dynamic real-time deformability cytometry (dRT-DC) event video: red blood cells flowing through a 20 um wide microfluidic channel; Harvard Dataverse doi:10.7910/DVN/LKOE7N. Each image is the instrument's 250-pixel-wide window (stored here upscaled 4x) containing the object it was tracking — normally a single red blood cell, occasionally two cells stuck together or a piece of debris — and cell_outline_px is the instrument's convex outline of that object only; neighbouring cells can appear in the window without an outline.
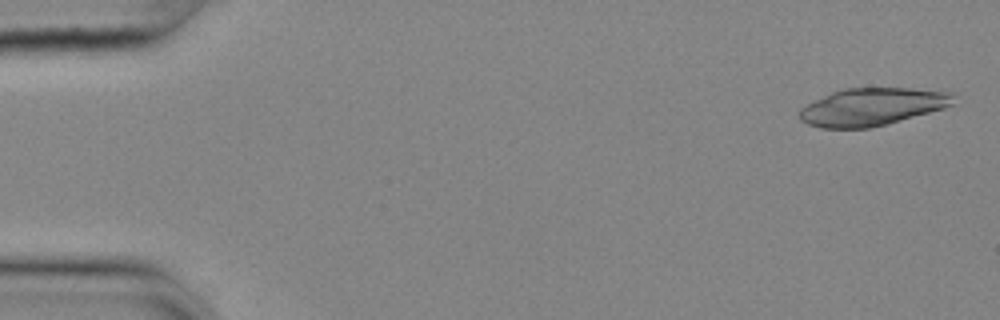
{"species": "common noctule bat (a hibernating species)", "species_latin": "Nyctalus noctula", "temperature_condition": "cold", "stored_images_in_passage": 9, "camera_frame_rate_fps": 3000, "um_per_image_px": 0.085, "animal": {"sex": "female", "body_mass_g": 25.1}, "frame": {"image": 1, "passage_image": 2, "time_ms": 0.333, "image_size_px": [1000, 320], "cell_outline_px": [[956, 92], [952, 104], [944, 108], [872, 128], [820, 128], [808, 124], [800, 120], [800, 108], [804, 104], [832, 92], [844, 88], [908, 88]], "centroid_in_image_um": [74.11, 9.07], "position_along_channel_um": 10.9, "area_um2": 33.81}}